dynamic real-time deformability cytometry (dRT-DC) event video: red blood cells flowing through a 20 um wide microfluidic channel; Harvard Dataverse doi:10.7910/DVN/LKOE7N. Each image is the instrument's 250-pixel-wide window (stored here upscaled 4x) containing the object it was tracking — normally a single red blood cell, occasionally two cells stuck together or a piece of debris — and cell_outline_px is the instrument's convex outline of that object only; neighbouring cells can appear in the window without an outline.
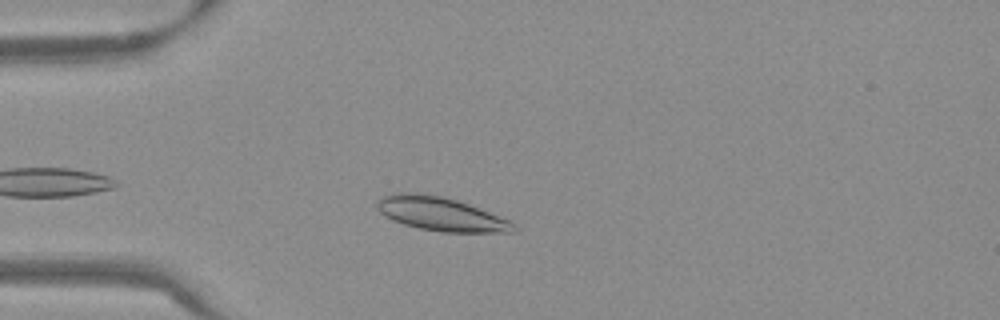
{"species": "Egyptian fruit bat (a non-hibernating species)", "species_latin": "Rousettus aegyptiacus", "temperature_condition": "warm", "stored_images_in_passage": 41, "camera_frame_rate_fps": 3000, "um_per_image_px": 0.085, "frame": {"image": 1, "passage_image": 5, "time_ms": 1.333, "image_size_px": [1000, 320], "cell_outline_px": [[516, 232], [440, 232], [420, 228], [404, 224], [392, 220], [380, 212], [376, 208], [376, 200], [392, 192], [416, 192], [440, 196], [456, 200], [468, 204], [508, 220], [516, 224]], "centroid_in_image_um": [37.42, 18.18], "position_along_channel_um": 47.6, "area_um2": 26.7}}
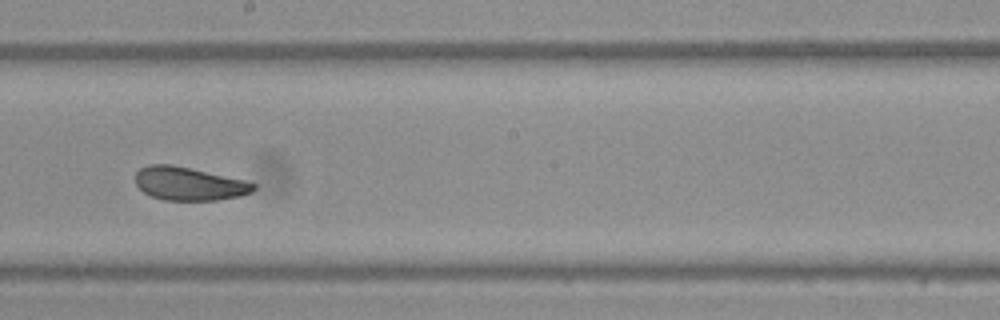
{"frame": {"image": 2, "passage_image": 21, "time_ms": 6.667, "image_size_px": [1000, 320], "cell_outline_px": [[256, 188], [252, 192], [240, 196], [216, 200], [164, 200], [152, 196], [144, 192], [136, 184], [136, 172], [140, 168], [148, 164], [172, 164], [244, 180], [256, 184]], "centroid_in_image_um": [16.06, 15.61], "position_along_channel_um": 232.1, "area_um2": 22.83}}
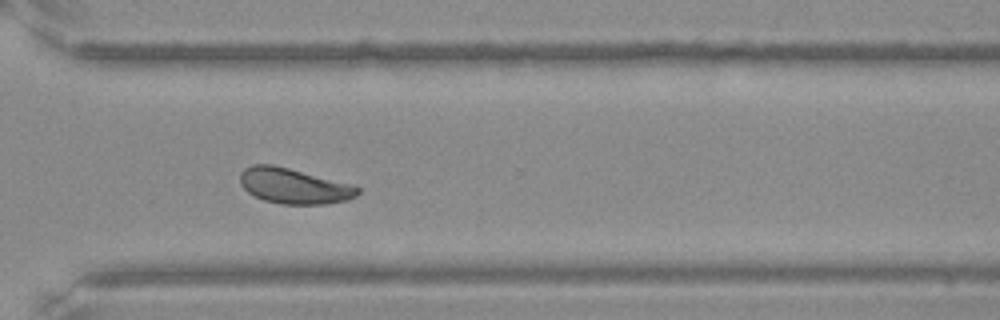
{"frame": {"image": 3, "passage_image": 30, "time_ms": 9.667, "image_size_px": [1000, 320], "cell_outline_px": [[360, 192], [356, 196], [348, 200], [324, 204], [280, 204], [264, 200], [248, 192], [240, 184], [240, 172], [244, 168], [252, 164], [272, 164], [352, 184], [360, 188]], "centroid_in_image_um": [24.98, 15.81], "position_along_channel_um": 345.6, "area_um2": 24.28}, "authors_computed_cell_mechanics": {"area_um2": 23.8714, "velocity_mm_per_s": 3.7772, "shape_relaxation_time_tau1_ms": 3.0506, "shape_relaxation_time_tau2_ms": 0.8986, "deformation_change_tau1": 0.1211, "deformation_change_tau2": 0.0532}}